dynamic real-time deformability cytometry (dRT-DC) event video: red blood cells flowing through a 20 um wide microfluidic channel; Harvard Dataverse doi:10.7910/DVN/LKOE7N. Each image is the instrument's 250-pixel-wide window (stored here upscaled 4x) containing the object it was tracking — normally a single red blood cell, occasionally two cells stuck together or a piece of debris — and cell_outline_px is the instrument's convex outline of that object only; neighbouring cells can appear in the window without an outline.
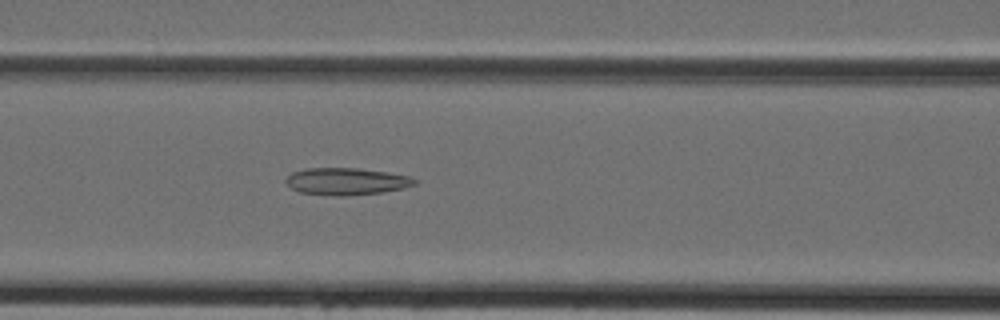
{"species": "Egyptian fruit bat (a non-hibernating species)", "species_latin": "Rousettus aegyptiacus", "temperature_condition": "cold", "stored_images_in_passage": 45, "camera_frame_rate_fps": 3000, "um_per_image_px": 0.085, "animal": {"sex": "female"}, "frame": {"image": 1, "passage_image": 19, "time_ms": 6.0, "image_size_px": [1000, 320], "cell_outline_px": [[420, 180], [416, 184], [404, 188], [380, 192], [344, 196], [336, 196], [300, 192], [292, 188], [284, 180], [292, 172], [304, 168], [356, 168], [388, 172], [412, 176]], "centroid_in_image_um": [29.49, 15.41], "position_along_channel_um": 137.1, "area_um2": 20.4}}
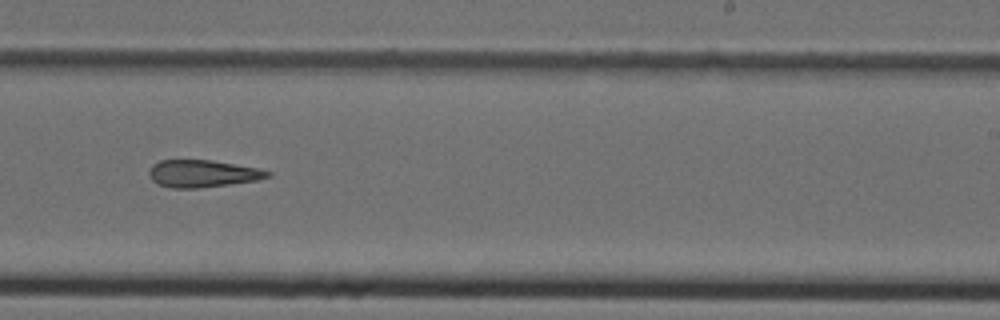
{"frame": {"image": 2, "passage_image": 28, "time_ms": 9.0, "image_size_px": [1000, 320], "cell_outline_px": [[272, 176], [256, 180], [228, 184], [196, 188], [172, 188], [156, 184], [152, 180], [148, 172], [152, 164], [160, 160], [212, 160], [260, 168], [272, 172]], "centroid_in_image_um": [17.22, 14.75], "position_along_channel_um": 271.8, "area_um2": 18.9}}
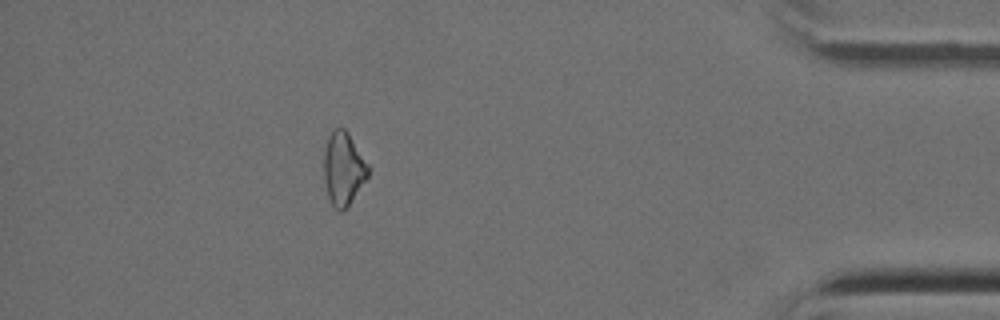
{"frame": {"image": 3, "passage_image": 40, "time_ms": 13.0, "image_size_px": [1000, 320], "cell_outline_px": [[368, 176], [348, 208], [340, 212], [332, 204], [328, 196], [324, 180], [324, 152], [328, 136], [332, 128], [344, 128], [348, 132], [368, 164]], "centroid_in_image_um": [29.18, 14.34], "position_along_channel_um": 406.0, "area_um2": 18.9}}